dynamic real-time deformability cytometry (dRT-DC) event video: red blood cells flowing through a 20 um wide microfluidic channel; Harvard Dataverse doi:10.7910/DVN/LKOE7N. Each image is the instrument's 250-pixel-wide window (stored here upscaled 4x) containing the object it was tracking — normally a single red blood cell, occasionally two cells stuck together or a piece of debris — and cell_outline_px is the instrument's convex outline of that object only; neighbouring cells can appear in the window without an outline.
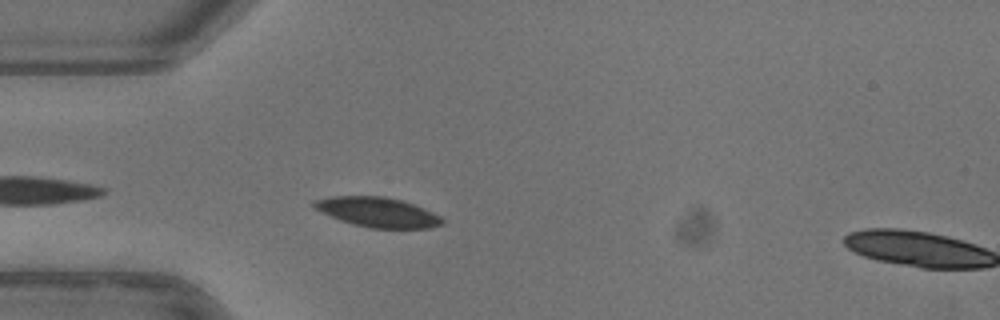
{"species": "common noctule bat (a hibernating species)", "species_latin": "Nyctalus noctula", "temperature_condition": "warm", "stored_images_in_passage": 4, "camera_frame_rate_fps": 3000, "um_per_image_px": 0.085, "animal": {"sex": "female"}, "frame": {"image": 1, "passage_image": 3, "time_ms": 0.667, "image_size_px": [1000, 320], "cell_outline_px": [[444, 224], [432, 228], [372, 228], [352, 224], [340, 220], [316, 208], [312, 204], [316, 200], [328, 196], [384, 196], [400, 200], [412, 204], [432, 212], [440, 216], [444, 220]], "centroid_in_image_um": [32.13, 18.04], "position_along_channel_um": 52.9, "area_um2": 21.96}}